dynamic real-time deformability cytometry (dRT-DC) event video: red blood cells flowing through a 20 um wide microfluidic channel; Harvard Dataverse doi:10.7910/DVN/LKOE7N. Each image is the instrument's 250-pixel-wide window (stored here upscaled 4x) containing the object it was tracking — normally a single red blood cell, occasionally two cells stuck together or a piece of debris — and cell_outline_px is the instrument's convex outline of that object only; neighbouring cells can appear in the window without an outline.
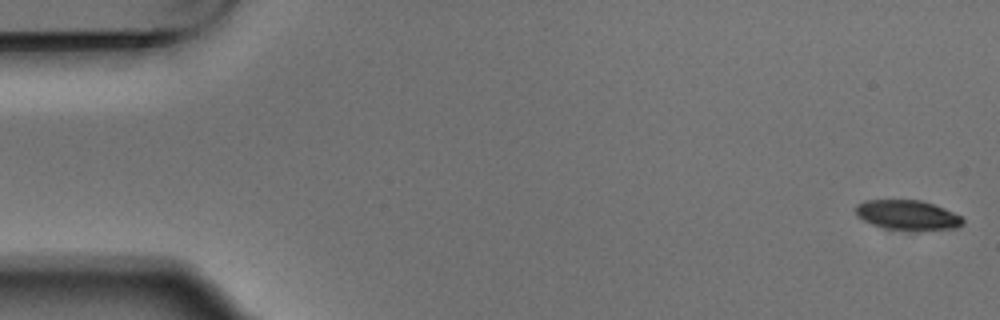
{"species": "Egyptian fruit bat (a non-hibernating species)", "species_latin": "Rousettus aegyptiacus", "temperature_condition": "warm", "stored_images_in_passage": 6, "segment_of_instrument_passage": [2, 2], "camera_frame_rate_fps": 3000, "um_per_image_px": 0.085, "animal": {"sex": "male"}, "frame": {"image": 1, "passage_image": 6, "time_ms": 1.667, "image_size_px": [1000, 320], "cell_outline_px": [[964, 224], [960, 228], [888, 228], [872, 224], [864, 220], [856, 212], [856, 204], [864, 200], [920, 200], [944, 208], [960, 216], [964, 220]], "centroid_in_image_um": [77.14, 18.24], "position_along_channel_um": 7.9, "area_um2": 17.8}}